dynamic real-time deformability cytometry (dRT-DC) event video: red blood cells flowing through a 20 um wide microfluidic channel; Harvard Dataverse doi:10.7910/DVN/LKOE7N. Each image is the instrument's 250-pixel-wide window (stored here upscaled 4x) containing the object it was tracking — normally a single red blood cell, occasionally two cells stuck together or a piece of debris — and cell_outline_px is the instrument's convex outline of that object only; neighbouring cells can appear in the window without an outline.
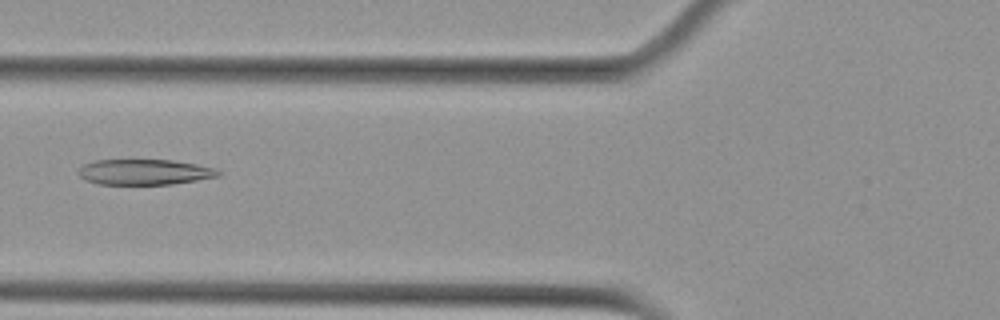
{"species": "Egyptian fruit bat (a non-hibernating species)", "species_latin": "Rousettus aegyptiacus", "temperature_condition": "cold", "stored_images_in_passage": 5, "camera_frame_rate_fps": 3000, "um_per_image_px": 0.085, "animal": {"sex": "female"}, "frame": {"image": 1, "passage_image": 5, "time_ms": 4.667, "image_size_px": [1000, 320], "cell_outline_px": [[224, 172], [220, 176], [172, 184], [100, 184], [84, 180], [76, 172], [84, 164], [96, 160], [172, 160], [196, 164], [216, 168]], "centroid_in_image_um": [12.31, 14.62], "position_along_channel_um": 113.5, "area_um2": 20.87}}